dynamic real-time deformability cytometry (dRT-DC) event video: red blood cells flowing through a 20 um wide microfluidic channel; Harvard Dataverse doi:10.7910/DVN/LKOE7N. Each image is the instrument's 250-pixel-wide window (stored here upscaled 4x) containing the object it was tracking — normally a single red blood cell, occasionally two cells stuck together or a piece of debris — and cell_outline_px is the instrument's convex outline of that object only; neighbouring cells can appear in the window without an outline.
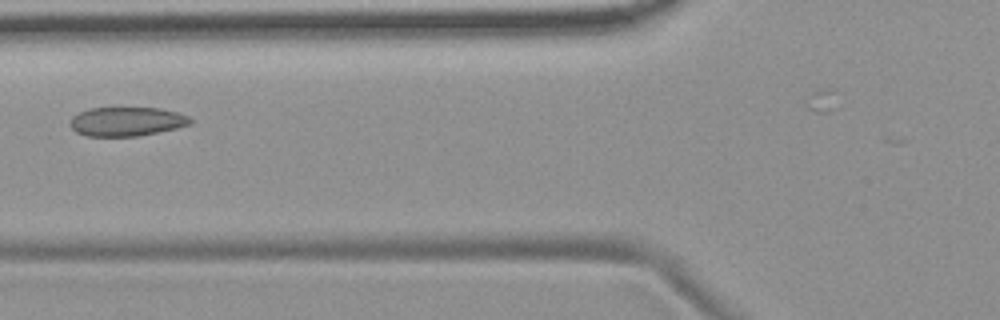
{"species": "common noctule bat (a hibernating species)", "species_latin": "Nyctalus noctula", "temperature_condition": "room temperature", "stored_images_in_passage": 3, "camera_frame_rate_fps": 3000, "um_per_image_px": 0.085, "animal": {"sex": "female", "body_mass_g": 19.9}, "frame": {"image": 1, "passage_image": 2, "time_ms": 1.333, "image_size_px": [1000, 320], "cell_outline_px": [[192, 124], [176, 128], [140, 136], [88, 136], [76, 132], [68, 124], [72, 116], [88, 108], [160, 108], [176, 112], [188, 116], [192, 120]], "centroid_in_image_um": [10.75, 10.33], "position_along_channel_um": 115.0, "area_um2": 20.4}}